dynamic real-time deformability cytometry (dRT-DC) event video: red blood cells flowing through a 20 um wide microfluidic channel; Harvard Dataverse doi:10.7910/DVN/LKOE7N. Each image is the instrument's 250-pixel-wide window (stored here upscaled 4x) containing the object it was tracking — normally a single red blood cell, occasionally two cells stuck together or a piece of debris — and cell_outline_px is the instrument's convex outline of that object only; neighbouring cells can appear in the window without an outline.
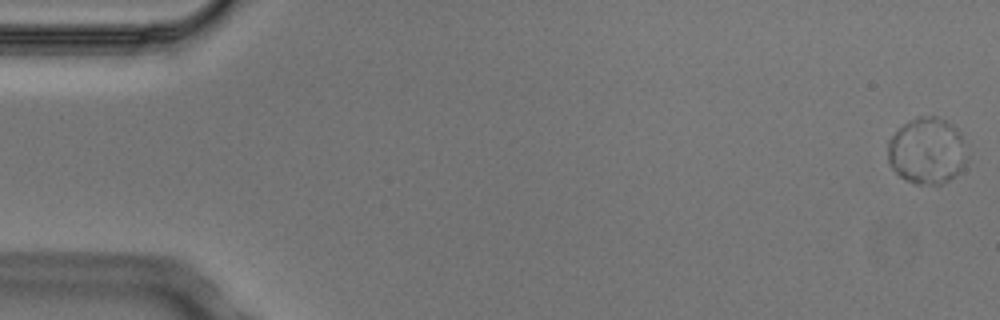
{"species": "Egyptian fruit bat (a non-hibernating species)", "species_latin": "Rousettus aegyptiacus", "temperature_condition": "cold", "stored_images_in_passage": 5, "camera_frame_rate_fps": 3000, "um_per_image_px": 0.085, "animal": {"sex": "male"}, "frame": {"image": 1, "passage_image": 1, "time_ms": 0.0, "image_size_px": [1000, 320], "cell_outline_px": [[968, 160], [948, 180], [940, 184], [916, 184], [900, 176], [892, 168], [888, 160], [888, 140], [904, 124], [920, 116], [936, 116], [944, 120], [956, 128], [960, 132]], "centroid_in_image_um": [78.78, 12.82], "position_along_channel_um": 6.2, "area_um2": 30.17}}
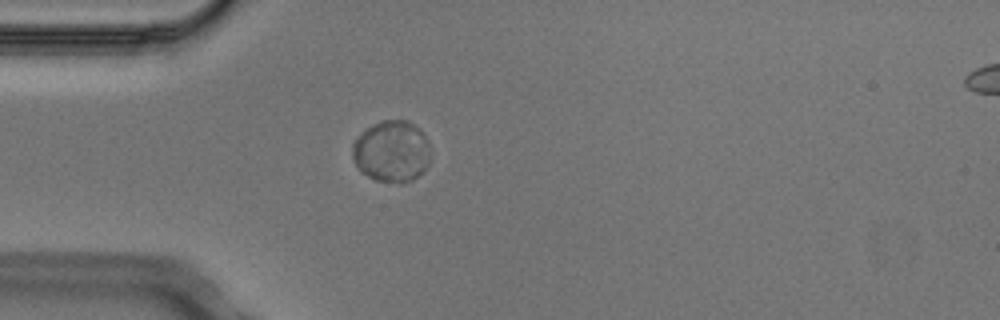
{"frame": {"image": 2, "passage_image": 5, "time_ms": 1.333, "image_size_px": [1000, 320], "cell_outline_px": [[432, 160], [412, 180], [396, 184], [376, 180], [360, 172], [352, 156], [352, 144], [364, 128], [380, 120], [408, 120], [420, 128], [424, 132], [428, 140]], "centroid_in_image_um": [33.3, 12.84], "position_along_channel_um": 51.7, "area_um2": 28.55}}